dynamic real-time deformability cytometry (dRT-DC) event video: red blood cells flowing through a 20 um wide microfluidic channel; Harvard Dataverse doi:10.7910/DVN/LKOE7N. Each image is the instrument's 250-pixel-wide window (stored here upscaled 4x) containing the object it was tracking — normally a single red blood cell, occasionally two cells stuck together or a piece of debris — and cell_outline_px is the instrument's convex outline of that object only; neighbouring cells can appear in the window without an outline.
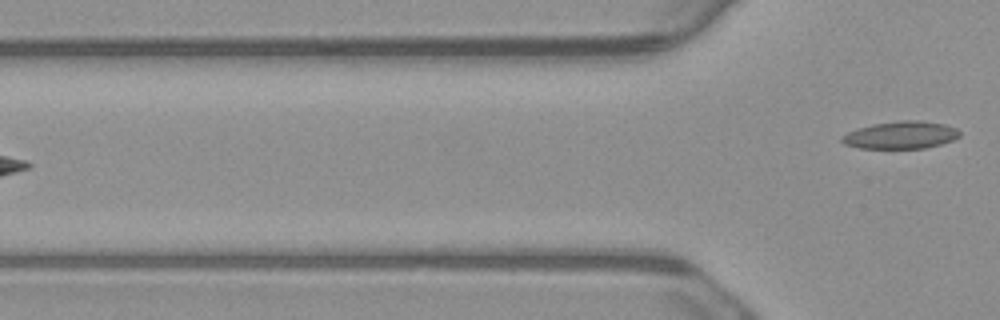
{"species": "common noctule bat (a hibernating species)", "species_latin": "Nyctalus noctula", "temperature_condition": "warm", "stored_images_in_passage": 6, "camera_frame_rate_fps": 3000, "um_per_image_px": 0.085, "animal": {"sex": "male", "body_mass_g": 23.1, "forearm_length_mm": 52.7}, "frame": {"image": 1, "passage_image": 6, "time_ms": 1.667, "image_size_px": [1000, 320], "cell_outline_px": [[960, 136], [952, 140], [940, 144], [924, 148], [860, 148], [844, 144], [840, 140], [840, 136], [856, 128], [872, 124], [900, 120], [920, 120], [944, 124], [956, 128], [960, 132]], "centroid_in_image_um": [76.54, 11.47], "position_along_channel_um": 49.3, "area_um2": 18.9}}